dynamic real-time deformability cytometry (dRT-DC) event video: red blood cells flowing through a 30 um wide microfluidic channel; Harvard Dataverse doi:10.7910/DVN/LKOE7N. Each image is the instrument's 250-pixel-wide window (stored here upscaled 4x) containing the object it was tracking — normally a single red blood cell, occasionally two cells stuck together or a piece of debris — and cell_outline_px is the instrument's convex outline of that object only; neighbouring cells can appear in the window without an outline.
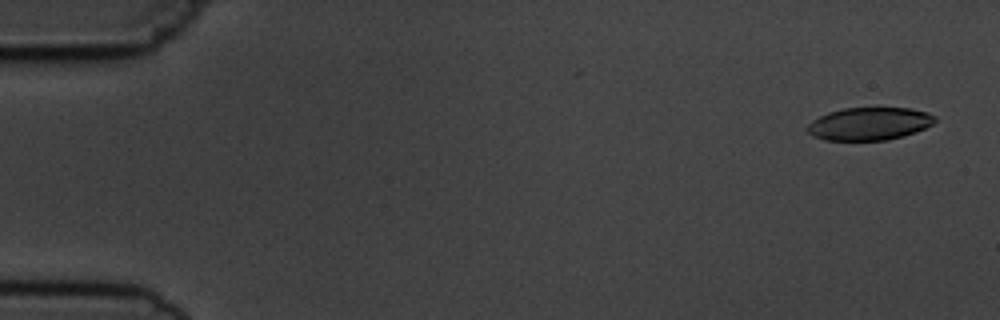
{"species": "common noctule bat (a hibernating species)", "species_latin": "Nyctalus noctula", "temperature_condition": "cold", "stored_images_in_passage": 4, "camera_frame_rate_fps": 3000, "um_per_image_px": 0.085, "animal": {"sex": "male", "body_mass_g": 19.5, "forearm_length_mm": 54.6}, "frame": {"image": 1, "passage_image": 1, "time_ms": 0.0, "image_size_px": [1000, 320], "cell_outline_px": [[936, 120], [932, 124], [916, 132], [888, 140], [824, 140], [812, 136], [804, 128], [812, 120], [828, 112], [844, 108], [912, 108], [928, 112], [936, 116]], "centroid_in_image_um": [73.88, 10.52], "position_along_channel_um": 11.1, "area_um2": 24.51}}
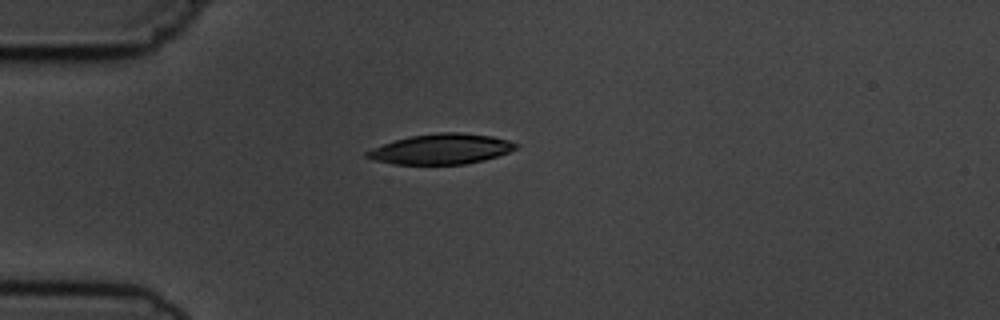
{"frame": {"image": 2, "passage_image": 4, "time_ms": 4.0, "image_size_px": [1000, 320], "cell_outline_px": [[520, 144], [516, 148], [508, 152], [484, 160], [464, 164], [392, 164], [372, 160], [364, 156], [364, 152], [372, 148], [396, 140], [412, 136], [440, 132], [464, 132], [492, 136], [508, 140]], "centroid_in_image_um": [37.49, 12.67], "position_along_channel_um": 47.5, "area_um2": 26.24}}